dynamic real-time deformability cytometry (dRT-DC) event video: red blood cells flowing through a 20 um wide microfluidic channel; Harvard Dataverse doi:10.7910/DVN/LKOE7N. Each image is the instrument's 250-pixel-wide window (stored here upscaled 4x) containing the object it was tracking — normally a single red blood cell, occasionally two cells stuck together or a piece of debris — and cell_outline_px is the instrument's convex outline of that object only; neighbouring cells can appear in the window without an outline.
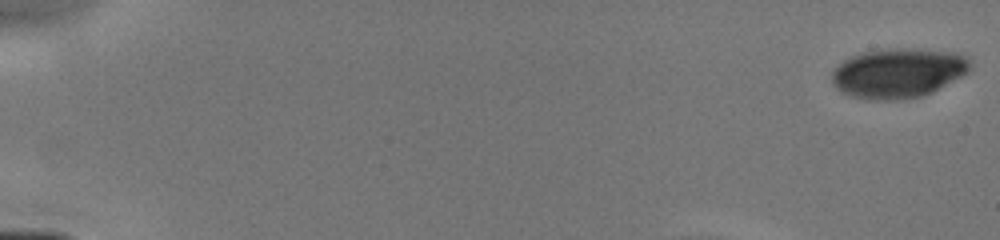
{"species": "human", "species_latin": "Homo sapiens", "temperature_condition": "cold", "stored_images_in_passage": 13, "segment_of_instrument_passage": [1, 2], "camera_frame_rate_fps": 3000, "um_per_image_px": 0.085, "donor": {"sex": "male"}, "frame": {"image": 1, "passage_image": 1, "time_ms": 0.0, "image_size_px": [1000, 240], "cell_outline_px": [[972, 68], [968, 72], [932, 92], [924, 96], [900, 100], [868, 100], [848, 96], [840, 92], [832, 84], [832, 72], [844, 60], [852, 56], [864, 52], [892, 48], [920, 48], [956, 52], [968, 56]], "centroid_in_image_um": [76.36, 6.21], "position_along_channel_um": 8.6, "area_um2": 40.52}}
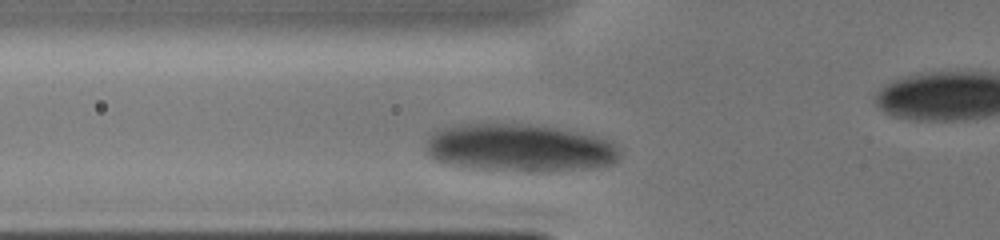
{"frame": {"image": 2, "passage_image": 10, "time_ms": 4.333, "image_size_px": [1000, 240], "cell_outline_px": [[620, 156], [612, 164], [588, 168], [548, 172], [524, 172], [460, 168], [444, 164], [432, 160], [424, 152], [424, 144], [440, 128], [456, 124], [512, 120], [536, 124], [596, 136], [616, 144], [620, 148]], "centroid_in_image_um": [44.06, 12.55], "position_along_channel_um": 81.7, "area_um2": 56.24}}
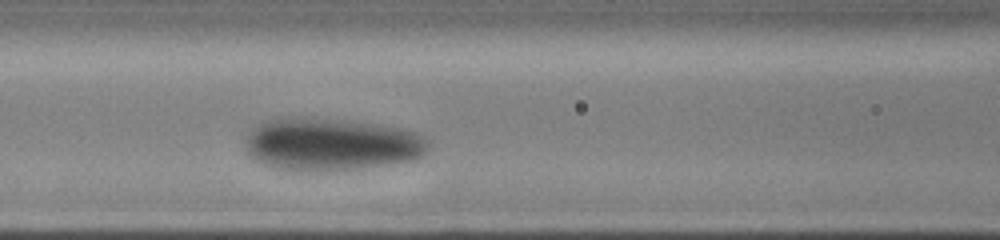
{"frame": {"image": 3, "passage_image": 12, "time_ms": 5.667, "image_size_px": [1000, 240], "cell_outline_px": [[428, 148], [416, 160], [364, 168], [332, 172], [320, 172], [276, 168], [264, 164], [256, 160], [248, 152], [244, 144], [244, 140], [248, 132], [256, 124], [264, 120], [280, 116], [308, 116], [352, 120], [400, 128], [416, 132], [424, 136], [428, 140]], "centroid_in_image_um": [28.11, 12.24], "position_along_channel_um": 138.5, "area_um2": 57.51}}